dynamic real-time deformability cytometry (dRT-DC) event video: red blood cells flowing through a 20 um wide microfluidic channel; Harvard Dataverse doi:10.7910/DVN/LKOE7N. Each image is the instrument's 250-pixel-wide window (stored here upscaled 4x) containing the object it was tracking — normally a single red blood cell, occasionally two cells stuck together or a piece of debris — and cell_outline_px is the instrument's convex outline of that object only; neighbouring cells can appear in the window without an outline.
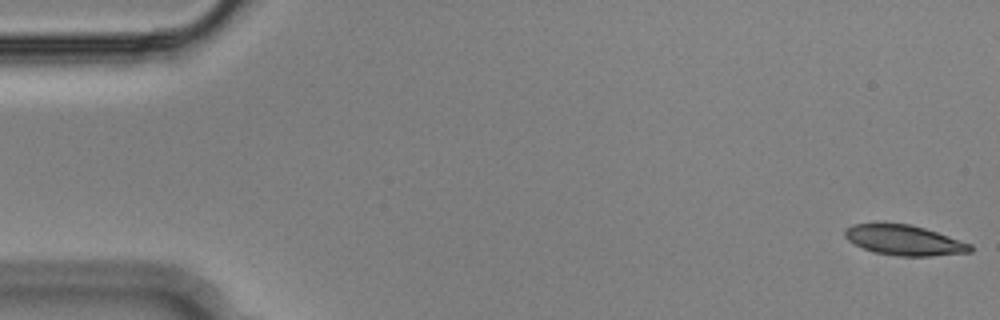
{"species": "Egyptian fruit bat (a non-hibernating species)", "species_latin": "Rousettus aegyptiacus", "temperature_condition": "cold", "stored_images_in_passage": 55, "camera_frame_rate_fps": 3000, "um_per_image_px": 0.085, "animal": {"sex": "male"}, "frame": {"image": 1, "passage_image": 1, "time_ms": 0.0, "image_size_px": [1000, 320], "cell_outline_px": [[972, 252], [928, 256], [900, 256], [876, 252], [864, 248], [848, 240], [844, 236], [844, 228], [852, 224], [876, 220], [912, 224], [972, 244]], "centroid_in_image_um": [76.78, 20.36], "position_along_channel_um": 8.2, "area_um2": 22.6}}
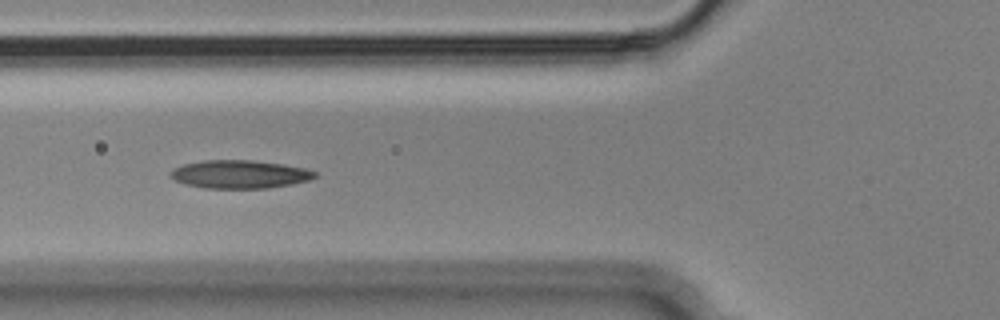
{"frame": {"image": 2, "passage_image": 20, "time_ms": 6.333, "image_size_px": [1000, 320], "cell_outline_px": [[316, 176], [308, 180], [292, 184], [268, 188], [204, 188], [184, 184], [176, 180], [172, 176], [172, 172], [176, 168], [184, 164], [204, 160], [252, 160], [284, 164], [304, 168], [316, 172]], "centroid_in_image_um": [20.41, 14.81], "position_along_channel_um": 105.4, "area_um2": 23.47}}
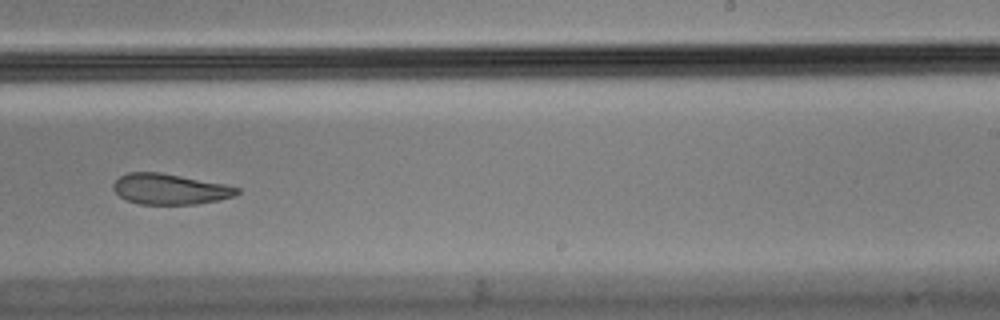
{"frame": {"image": 3, "passage_image": 34, "time_ms": 11.0, "image_size_px": [1000, 320], "cell_outline_px": [[240, 192], [236, 196], [220, 200], [196, 204], [140, 204], [128, 200], [120, 196], [112, 188], [112, 184], [120, 176], [128, 172], [160, 172], [224, 184], [240, 188]], "centroid_in_image_um": [14.46, 16.07], "position_along_channel_um": 274.5, "area_um2": 22.08}, "authors_computed_cell_mechanics": {"area_um2": 23.4668, "velocity_mm_per_s": 3.622, "shape_relaxation_time_tau1_ms": null, "shape_relaxation_time_tau2_ms": 5.9675, "deformation_change_tau1": null, "deformation_change_tau2": 0.1209}}